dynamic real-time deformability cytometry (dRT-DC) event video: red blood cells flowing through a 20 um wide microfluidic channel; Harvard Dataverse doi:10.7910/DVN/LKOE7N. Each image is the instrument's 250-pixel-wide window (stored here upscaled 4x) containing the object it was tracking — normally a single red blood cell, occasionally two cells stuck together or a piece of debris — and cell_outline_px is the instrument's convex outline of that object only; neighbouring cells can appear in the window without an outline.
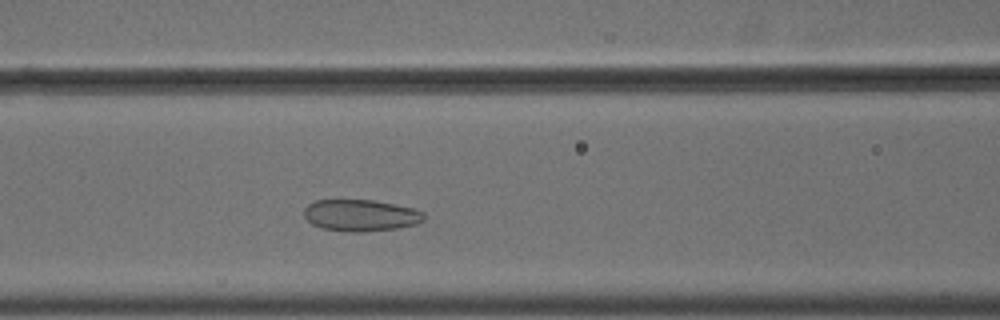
{"species": "common noctule bat (a hibernating species)", "species_latin": "Nyctalus noctula", "temperature_condition": "cold", "stored_images_in_passage": 34, "camera_frame_rate_fps": 3000, "um_per_image_px": 0.085, "animal": {"sex": "male", "body_mass_g": 18.8}, "frame": {"image": 1, "passage_image": 12, "time_ms": 3.667, "image_size_px": [1000, 320], "cell_outline_px": [[424, 220], [416, 224], [396, 228], [364, 232], [348, 232], [324, 228], [312, 224], [304, 216], [304, 208], [308, 204], [316, 200], [372, 200], [396, 204], [416, 208], [424, 212]], "centroid_in_image_um": [30.68, 18.3], "position_along_channel_um": 135.9, "area_um2": 22.2}}
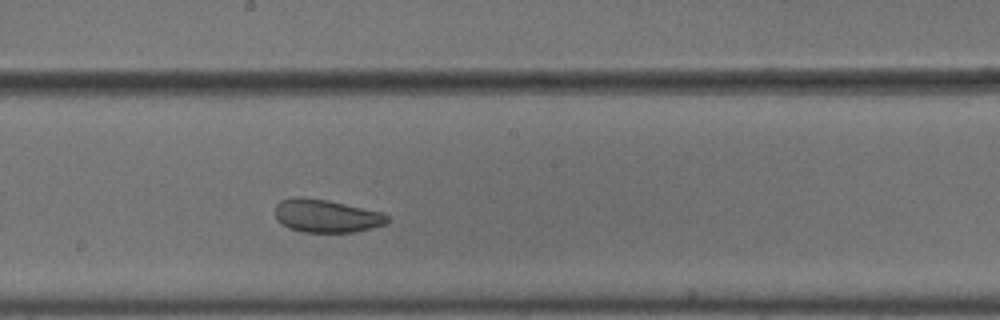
{"frame": {"image": 2, "passage_image": 19, "time_ms": 6.0, "image_size_px": [1000, 320], "cell_outline_px": [[388, 224], [356, 232], [300, 232], [288, 228], [276, 220], [276, 204], [280, 200], [296, 196], [300, 196], [328, 200], [384, 212], [388, 216]], "centroid_in_image_um": [27.75, 18.35], "position_along_channel_um": 220.5, "area_um2": 21.96}}
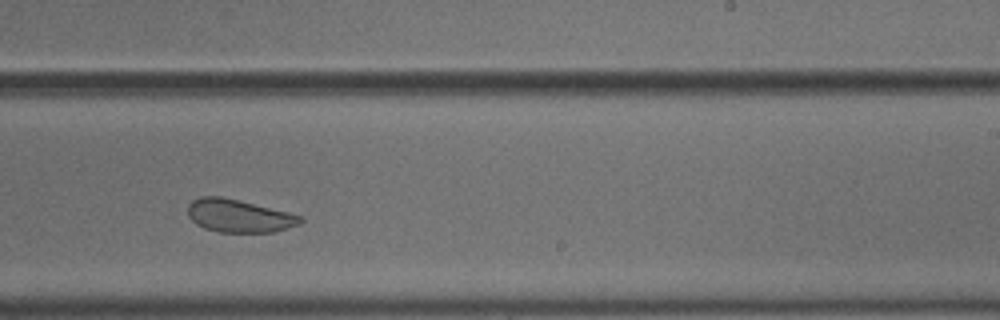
{"frame": {"image": 3, "passage_image": 23, "time_ms": 7.333, "image_size_px": [1000, 320], "cell_outline_px": [[304, 220], [300, 224], [276, 232], [216, 232], [204, 228], [196, 224], [188, 216], [188, 204], [192, 200], [200, 196], [220, 196], [288, 212], [300, 216]], "centroid_in_image_um": [20.28, 18.36], "position_along_channel_um": 268.7, "area_um2": 21.56}, "authors_computed_cell_mechanics": {"area_um2": 22.1663, "velocity_mm_per_s": 3.6274, "shape_relaxation_time_tau1_ms": 3.2918, "shape_relaxation_time_tau2_ms": 1.8237, "deformation_change_tau1": 0.0751, "deformation_change_tau2": 0.071}}